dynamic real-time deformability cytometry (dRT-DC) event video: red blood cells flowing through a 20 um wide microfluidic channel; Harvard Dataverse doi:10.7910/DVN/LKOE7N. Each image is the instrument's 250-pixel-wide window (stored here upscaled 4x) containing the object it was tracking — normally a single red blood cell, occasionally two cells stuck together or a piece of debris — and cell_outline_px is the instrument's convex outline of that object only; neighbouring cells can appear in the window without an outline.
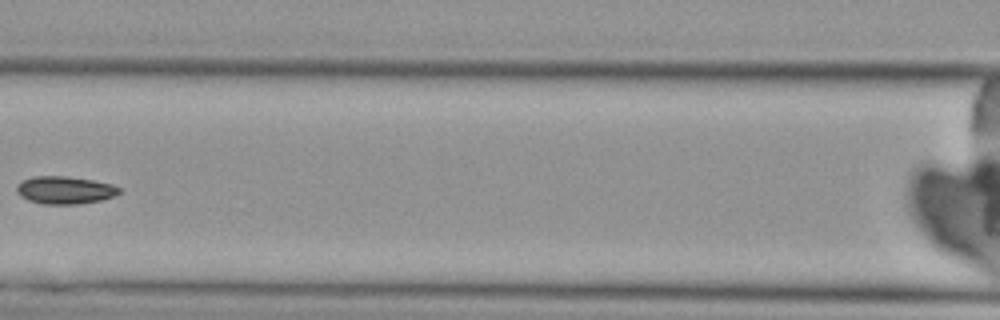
{"species": "Egyptian fruit bat (a non-hibernating species)", "species_latin": "Rousettus aegyptiacus", "temperature_condition": "cold", "stored_images_in_passage": 6, "camera_frame_rate_fps": 3000, "um_per_image_px": 0.085, "animal": {"sex": "female"}, "frame": {"image": 1, "passage_image": 5, "time_ms": 5.0, "image_size_px": [1000, 320], "cell_outline_px": [[120, 192], [112, 196], [100, 200], [80, 204], [44, 204], [28, 200], [20, 196], [16, 192], [16, 184], [32, 176], [68, 176], [92, 180], [112, 184], [120, 188]], "centroid_in_image_um": [5.47, 16.15], "position_along_channel_um": 161.1, "area_um2": 16.53}}
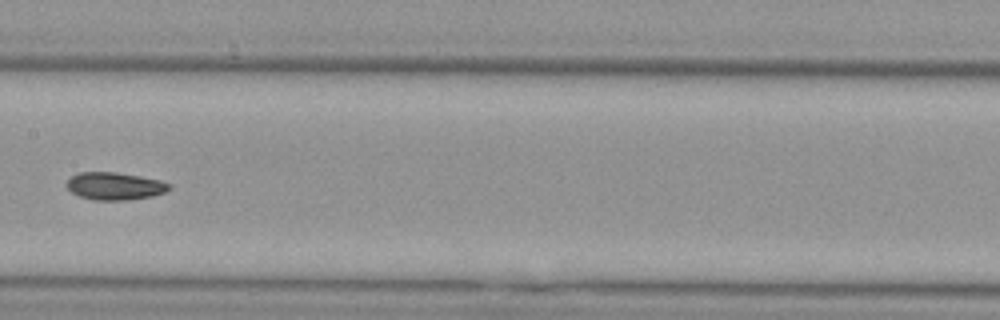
{"frame": {"image": 2, "passage_image": 6, "time_ms": 6.0, "image_size_px": [1000, 320], "cell_outline_px": [[172, 188], [164, 192], [152, 196], [128, 200], [92, 200], [80, 196], [72, 192], [64, 184], [72, 176], [80, 172], [116, 172], [140, 176], [160, 180], [172, 184]], "centroid_in_image_um": [9.77, 15.81], "position_along_channel_um": 197.6, "area_um2": 16.53}}